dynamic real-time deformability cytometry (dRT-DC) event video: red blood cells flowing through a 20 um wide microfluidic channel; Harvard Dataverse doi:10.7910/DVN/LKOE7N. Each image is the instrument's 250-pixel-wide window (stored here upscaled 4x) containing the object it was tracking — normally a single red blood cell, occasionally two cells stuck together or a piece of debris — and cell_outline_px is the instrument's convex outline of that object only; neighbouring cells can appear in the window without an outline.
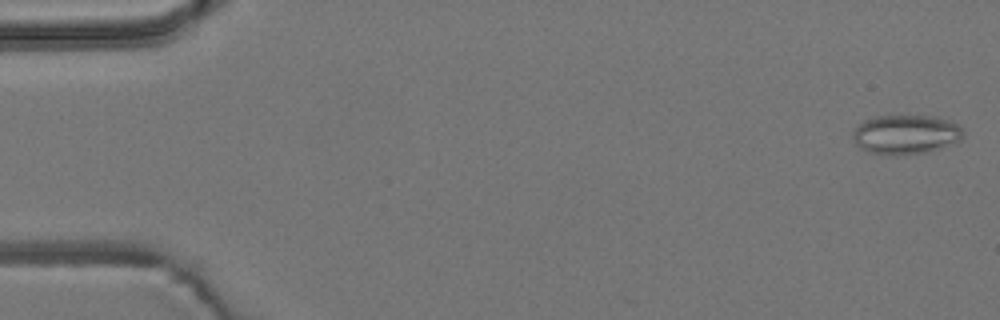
{"species": "common noctule bat (a hibernating species)", "species_latin": "Nyctalus noctula", "temperature_condition": "room temperature", "stored_images_in_passage": 5, "camera_frame_rate_fps": 3000, "um_per_image_px": 0.085, "animal": {"sex": "male", "body_mass_g": 19.2, "forearm_length_mm": 51.8}, "frame": {"image": 1, "passage_image": 1, "time_ms": 0.0, "image_size_px": [1000, 320], "cell_outline_px": [[964, 136], [960, 140], [924, 152], [896, 156], [888, 156], [872, 152], [860, 148], [852, 140], [852, 132], [864, 120], [876, 116], [936, 116], [952, 120], [960, 124], [964, 132]], "centroid_in_image_um": [76.99, 11.42], "position_along_channel_um": 8.0, "area_um2": 25.43}}